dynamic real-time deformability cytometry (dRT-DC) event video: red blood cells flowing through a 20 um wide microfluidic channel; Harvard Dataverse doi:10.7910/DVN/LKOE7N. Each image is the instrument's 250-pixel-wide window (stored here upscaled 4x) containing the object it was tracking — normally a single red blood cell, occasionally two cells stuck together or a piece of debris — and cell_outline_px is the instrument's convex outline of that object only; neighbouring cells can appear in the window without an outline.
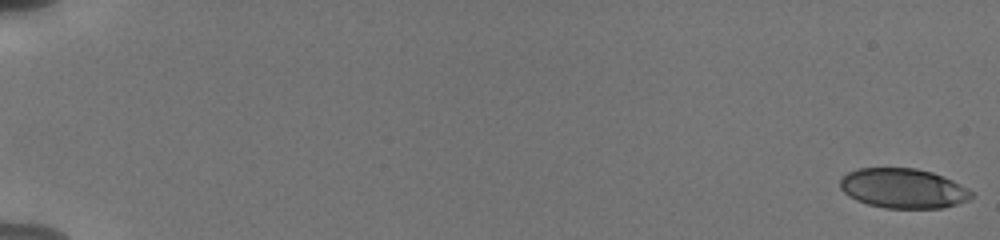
{"species": "human", "species_latin": "Homo sapiens", "temperature_condition": "cold", "stored_images_in_passage": 56, "camera_frame_rate_fps": 3000, "um_per_image_px": 0.085, "donor": {"sex": "male"}, "frame": {"image": 1, "passage_image": 1, "time_ms": 0.0, "image_size_px": [1000, 240], "cell_outline_px": [[972, 196], [968, 200], [956, 204], [940, 208], [884, 208], [868, 204], [856, 200], [848, 196], [840, 188], [840, 176], [848, 172], [860, 168], [916, 168], [932, 172], [944, 176], [968, 188], [972, 192]], "centroid_in_image_um": [76.74, 16.0], "position_along_channel_um": 8.3, "area_um2": 30.52}}
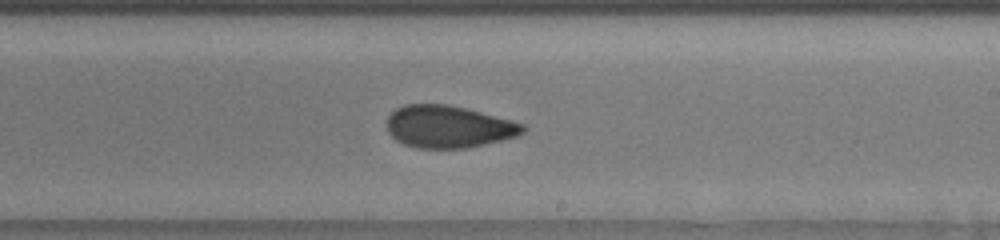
{"frame": {"image": 2, "passage_image": 36, "time_ms": 11.667, "image_size_px": [1000, 240], "cell_outline_px": [[528, 128], [520, 136], [468, 148], [416, 148], [404, 144], [396, 140], [388, 132], [388, 116], [396, 108], [404, 104], [448, 104], [468, 108], [512, 120], [524, 124]], "centroid_in_image_um": [38.17, 10.76], "position_along_channel_um": 250.8, "area_um2": 33.87}}
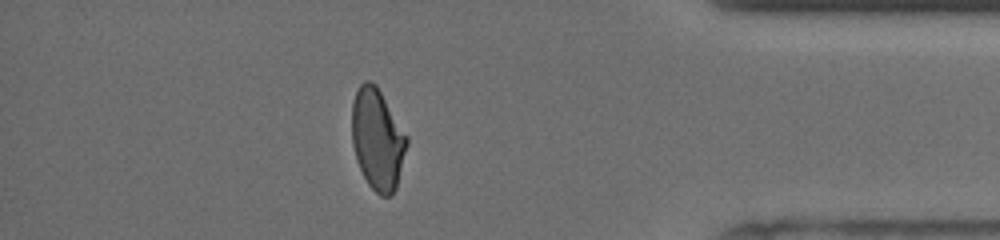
{"frame": {"image": 3, "passage_image": 50, "time_ms": 16.333, "image_size_px": [1000, 240], "cell_outline_px": [[408, 144], [396, 188], [392, 196], [380, 196], [368, 184], [356, 160], [352, 144], [352, 104], [356, 92], [360, 84], [364, 80], [368, 80], [376, 84], [408, 136]], "centroid_in_image_um": [32.09, 11.84], "position_along_channel_um": 403.1, "area_um2": 32.48}, "authors_computed_cell_mechanics": {"area_um2": 32.7148, "velocity_mm_per_s": 3.8189, "shape_relaxation_time_tau1_ms": 10.6228, "shape_relaxation_time_tau2_ms": 1.6802, "deformation_change_tau1": 0.2048, "deformation_change_tau2": 0.0794}}